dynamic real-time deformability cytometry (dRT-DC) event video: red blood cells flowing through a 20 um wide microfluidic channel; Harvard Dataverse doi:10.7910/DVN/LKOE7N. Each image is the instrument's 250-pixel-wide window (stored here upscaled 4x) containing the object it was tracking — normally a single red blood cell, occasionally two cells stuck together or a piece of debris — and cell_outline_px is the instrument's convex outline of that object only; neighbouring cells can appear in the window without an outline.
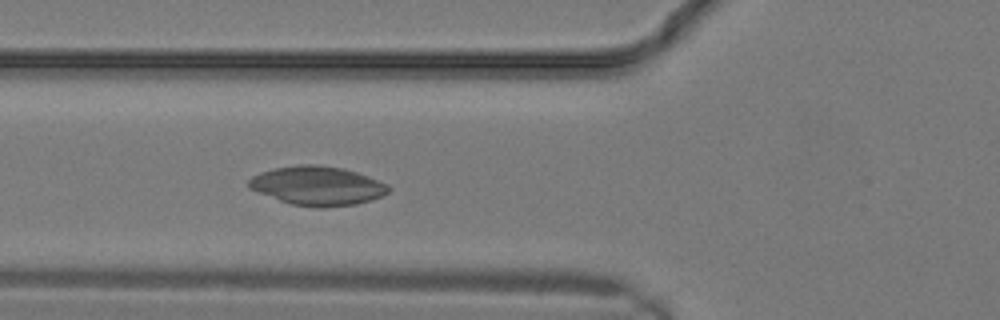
{"species": "common noctule bat (a hibernating species)", "species_latin": "Nyctalus noctula", "temperature_condition": "warm", "stored_images_in_passage": 5, "camera_frame_rate_fps": 3000, "um_per_image_px": 0.085, "animal": {"sex": "male", "body_mass_g": 19.2, "forearm_length_mm": 51.8}, "frame": {"image": 1, "passage_image": 5, "time_ms": 1.333, "image_size_px": [1000, 320], "cell_outline_px": [[392, 188], [388, 192], [372, 200], [356, 204], [324, 208], [316, 208], [292, 204], [280, 200], [248, 188], [248, 180], [252, 176], [260, 172], [276, 168], [300, 164], [320, 164], [344, 168], [368, 176], [388, 184]], "centroid_in_image_um": [27.0, 15.79], "position_along_channel_um": 98.8, "area_um2": 31.91}}